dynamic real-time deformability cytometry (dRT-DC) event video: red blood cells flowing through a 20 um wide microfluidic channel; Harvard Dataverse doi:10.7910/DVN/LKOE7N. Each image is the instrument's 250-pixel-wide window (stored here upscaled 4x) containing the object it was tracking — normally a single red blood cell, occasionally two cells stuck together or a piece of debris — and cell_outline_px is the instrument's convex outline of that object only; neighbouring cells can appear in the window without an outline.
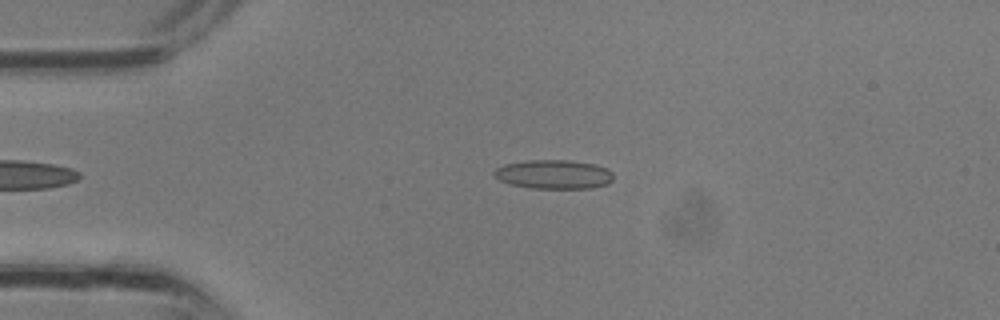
{"species": "common noctule bat (a hibernating species)", "species_latin": "Nyctalus noctula", "temperature_condition": "room temperature", "stored_images_in_passage": 20, "camera_frame_rate_fps": 3000, "um_per_image_px": 0.085, "animal": {"sex": "male", "body_mass_g": 13.3}, "frame": {"image": 1, "passage_image": 2, "time_ms": 0.333, "image_size_px": [1000, 320], "cell_outline_px": [[612, 180], [608, 184], [588, 188], [532, 188], [512, 184], [500, 180], [492, 172], [496, 168], [504, 164], [528, 160], [568, 160], [596, 164], [608, 168], [612, 172]], "centroid_in_image_um": [47.09, 14.81], "position_along_channel_um": 37.9, "area_um2": 20.11}}
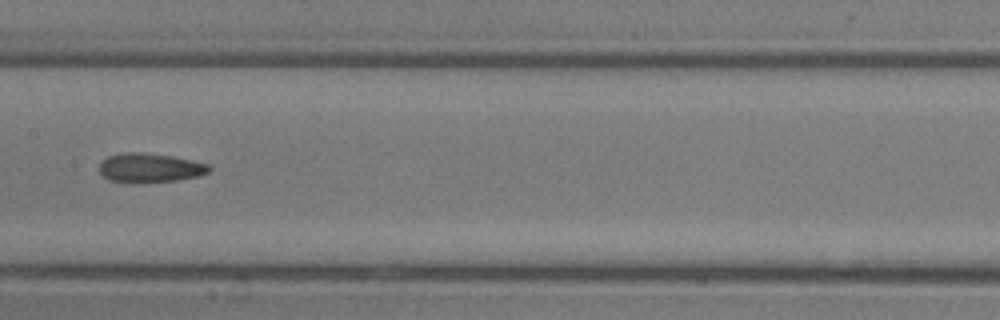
{"frame": {"image": 2, "passage_image": 11, "time_ms": 3.333, "image_size_px": [1000, 320], "cell_outline_px": [[212, 168], [208, 172], [200, 176], [176, 180], [108, 180], [100, 172], [100, 164], [108, 156], [120, 152], [140, 152], [172, 156], [192, 160], [208, 164]], "centroid_in_image_um": [12.79, 14.21], "position_along_channel_um": 194.6, "area_um2": 17.92}}
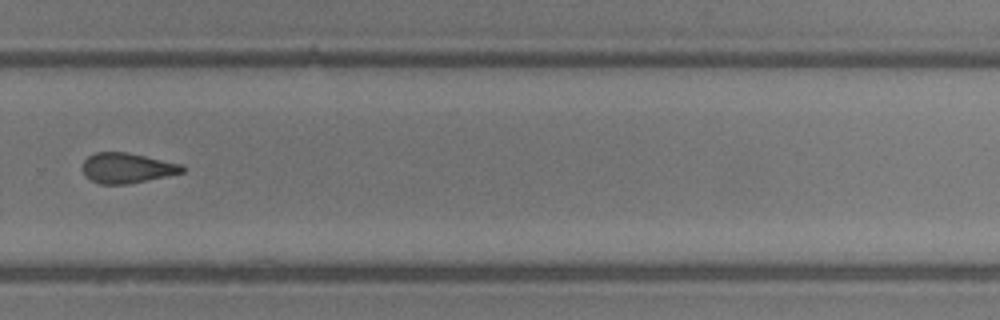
{"frame": {"image": 3, "passage_image": 17, "time_ms": 5.333, "image_size_px": [1000, 320], "cell_outline_px": [[184, 172], [128, 184], [100, 184], [84, 176], [80, 168], [80, 164], [88, 156], [96, 152], [128, 152], [184, 164]], "centroid_in_image_um": [10.75, 14.27], "position_along_channel_um": 319.0, "area_um2": 17.8}}